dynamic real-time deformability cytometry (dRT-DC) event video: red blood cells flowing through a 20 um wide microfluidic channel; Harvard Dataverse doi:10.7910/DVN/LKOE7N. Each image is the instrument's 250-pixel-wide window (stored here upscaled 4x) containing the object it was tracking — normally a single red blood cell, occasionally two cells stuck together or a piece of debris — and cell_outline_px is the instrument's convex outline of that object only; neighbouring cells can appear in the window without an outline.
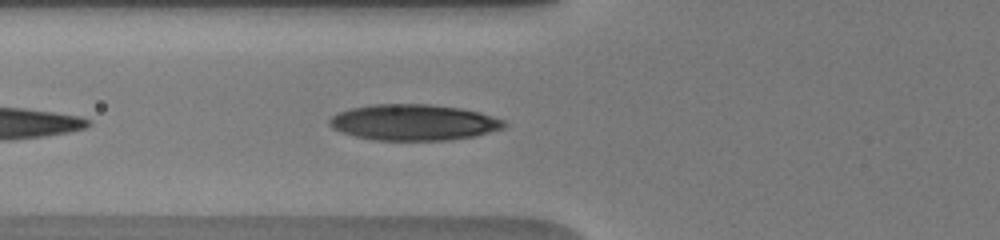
{"species": "human", "species_latin": "Homo sapiens", "temperature_condition": "warm", "stored_images_in_passage": 15, "camera_frame_rate_fps": 3000, "um_per_image_px": 0.085, "donor": {"sex": "male"}, "frame": {"image": 1, "passage_image": 7, "time_ms": 2.333, "image_size_px": [1000, 240], "cell_outline_px": [[508, 124], [504, 128], [476, 136], [452, 140], [376, 140], [356, 136], [332, 128], [328, 124], [328, 120], [336, 112], [352, 108], [372, 104], [432, 104], [460, 108], [480, 112], [504, 120]], "centroid_in_image_um": [35.19, 10.4], "position_along_channel_um": 90.6, "area_um2": 36.82}}
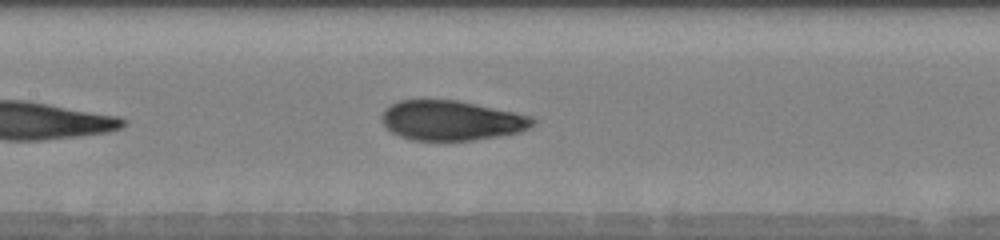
{"frame": {"image": 2, "passage_image": 12, "time_ms": 4.333, "image_size_px": [1000, 240], "cell_outline_px": [[536, 120], [532, 128], [520, 132], [500, 136], [472, 140], [412, 140], [400, 136], [392, 132], [380, 120], [380, 116], [384, 108], [400, 100], [456, 100], [516, 112], [532, 116]], "centroid_in_image_um": [38.39, 10.24], "position_along_channel_um": 169.0, "area_um2": 35.2}}
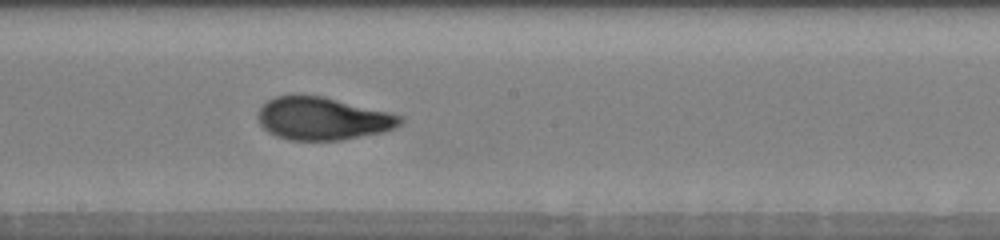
{"frame": {"image": 3, "passage_image": 15, "time_ms": 5.667, "image_size_px": [1000, 240], "cell_outline_px": [[404, 120], [396, 128], [384, 132], [340, 140], [288, 140], [276, 136], [268, 132], [260, 124], [260, 108], [268, 100], [276, 96], [296, 92], [324, 96], [404, 116]], "centroid_in_image_um": [27.44, 10.05], "position_along_channel_um": 220.8, "area_um2": 35.84}}